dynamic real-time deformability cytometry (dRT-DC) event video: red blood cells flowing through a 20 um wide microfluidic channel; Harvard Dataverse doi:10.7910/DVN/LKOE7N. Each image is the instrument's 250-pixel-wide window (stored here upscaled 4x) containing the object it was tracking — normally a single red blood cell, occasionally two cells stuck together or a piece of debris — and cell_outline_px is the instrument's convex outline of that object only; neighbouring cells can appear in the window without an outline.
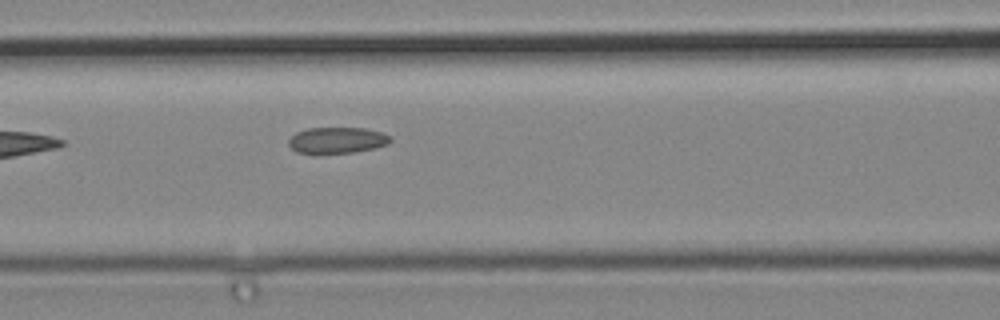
{"species": "common noctule bat (a hibernating species)", "species_latin": "Nyctalus noctula", "temperature_condition": "cold", "stored_images_in_passage": 8, "camera_frame_rate_fps": 3000, "um_per_image_px": 0.085, "animal": {"sex": "male", "body_mass_g": 19.2, "forearm_length_mm": 51.8}, "frame": {"image": 1, "passage_image": 8, "time_ms": 2.333, "image_size_px": [1000, 320], "cell_outline_px": [[392, 140], [388, 144], [372, 148], [352, 152], [296, 152], [288, 144], [288, 140], [296, 132], [308, 128], [364, 128], [380, 132], [392, 136]], "centroid_in_image_um": [28.67, 11.89], "position_along_channel_um": 137.9, "area_um2": 15.14}}